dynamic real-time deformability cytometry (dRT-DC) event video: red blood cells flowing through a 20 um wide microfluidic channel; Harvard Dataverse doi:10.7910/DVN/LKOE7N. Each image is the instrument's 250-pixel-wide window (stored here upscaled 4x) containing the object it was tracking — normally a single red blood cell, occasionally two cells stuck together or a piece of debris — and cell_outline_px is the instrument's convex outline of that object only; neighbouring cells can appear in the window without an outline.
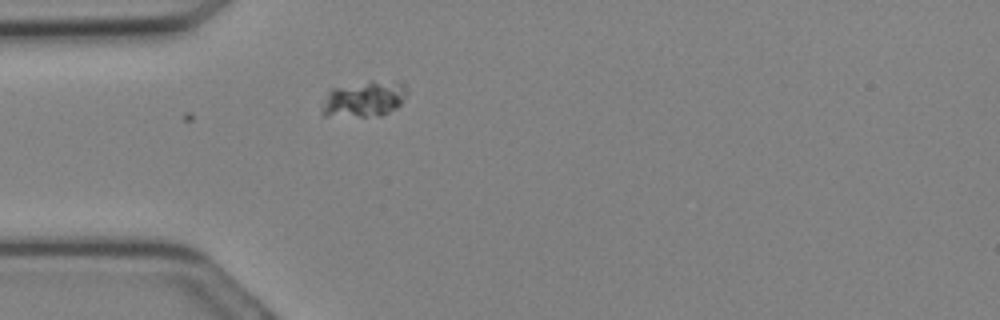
{"species": "Egyptian fruit bat (a non-hibernating species)", "species_latin": "Rousettus aegyptiacus", "temperature_condition": "cold", "stored_images_in_passage": 15, "camera_frame_rate_fps": 3000, "um_per_image_px": 0.085, "animal": {"sex": "female"}, "frame": {"image": 1, "passage_image": 4, "time_ms": 1.0, "image_size_px": [1000, 320], "cell_outline_px": [[408, 96], [396, 108], [380, 116], [324, 116], [320, 112], [320, 108], [328, 88], [368, 80], [372, 80], [404, 84], [408, 92]], "centroid_in_image_um": [30.89, 8.4], "position_along_channel_um": 54.1, "area_um2": 18.26}}
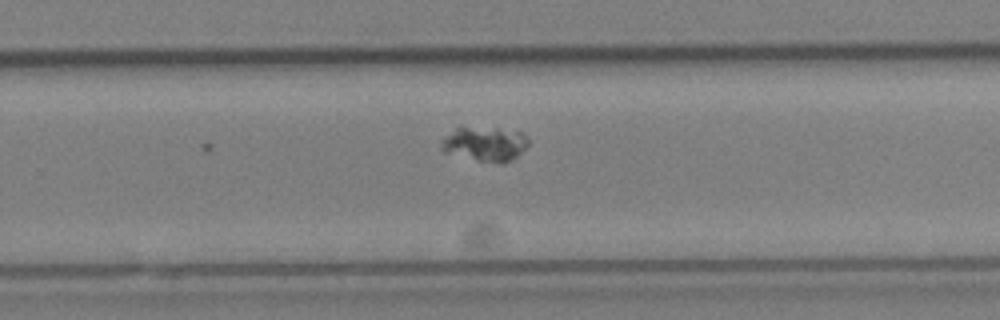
{"frame": {"image": 2, "passage_image": 15, "time_ms": 4.667, "image_size_px": [1000, 320], "cell_outline_px": [[528, 144], [512, 160], [504, 164], [500, 164], [476, 160], [444, 152], [440, 148], [440, 140], [444, 136], [456, 128], [496, 128], [524, 132], [528, 140]], "centroid_in_image_um": [41.21, 12.25], "position_along_channel_um": 288.6, "area_um2": 17.51}}